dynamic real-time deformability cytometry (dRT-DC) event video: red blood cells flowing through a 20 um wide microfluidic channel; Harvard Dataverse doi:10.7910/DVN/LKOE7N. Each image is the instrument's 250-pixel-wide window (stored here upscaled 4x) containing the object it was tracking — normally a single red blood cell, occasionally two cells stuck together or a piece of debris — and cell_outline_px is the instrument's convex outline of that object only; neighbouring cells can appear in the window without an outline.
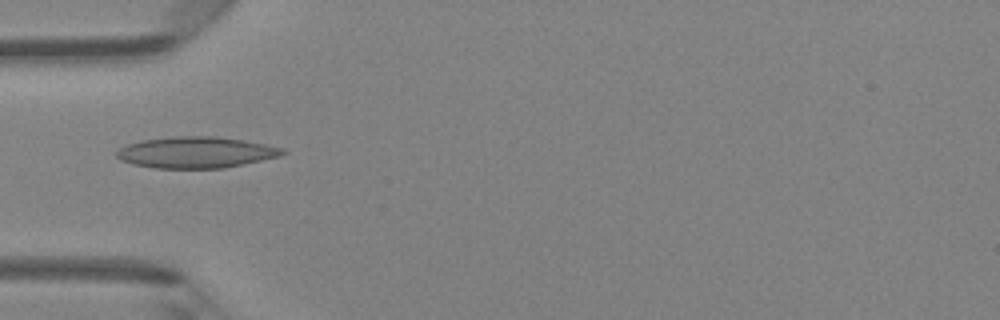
{"species": "Egyptian fruit bat (a non-hibernating species)", "species_latin": "Rousettus aegyptiacus", "temperature_condition": "room temperature", "stored_images_in_passage": 4, "camera_frame_rate_fps": 3000, "um_per_image_px": 0.085, "animal": {"sex": "female"}, "frame": {"image": 1, "passage_image": 2, "time_ms": 0.333, "image_size_px": [1000, 320], "cell_outline_px": [[288, 152], [280, 156], [224, 168], [152, 168], [132, 164], [120, 160], [116, 156], [116, 152], [120, 148], [128, 144], [144, 140], [172, 136], [216, 136], [264, 144], [284, 148]], "centroid_in_image_um": [16.65, 12.95], "position_along_channel_um": 68.4, "area_um2": 30.11}}
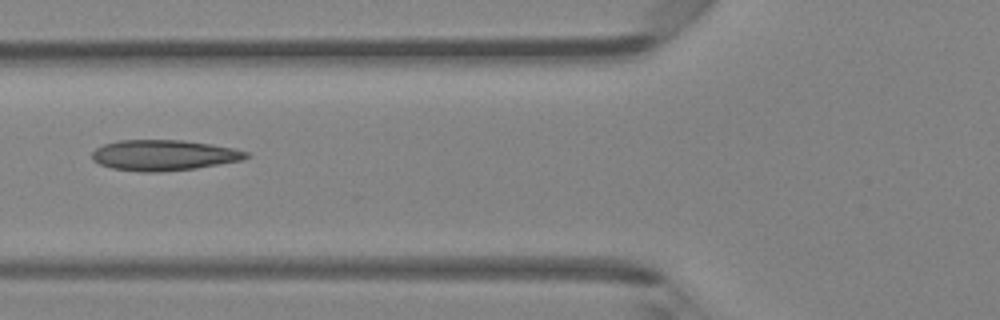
{"frame": {"image": 2, "passage_image": 3, "time_ms": 0.667, "image_size_px": [1000, 320], "cell_outline_px": [[252, 156], [240, 160], [196, 168], [160, 172], [140, 172], [112, 168], [100, 164], [92, 160], [92, 152], [96, 148], [104, 144], [120, 140], [184, 140], [232, 148], [248, 152]], "centroid_in_image_um": [13.9, 13.19], "position_along_channel_um": 111.9, "area_um2": 27.4}}
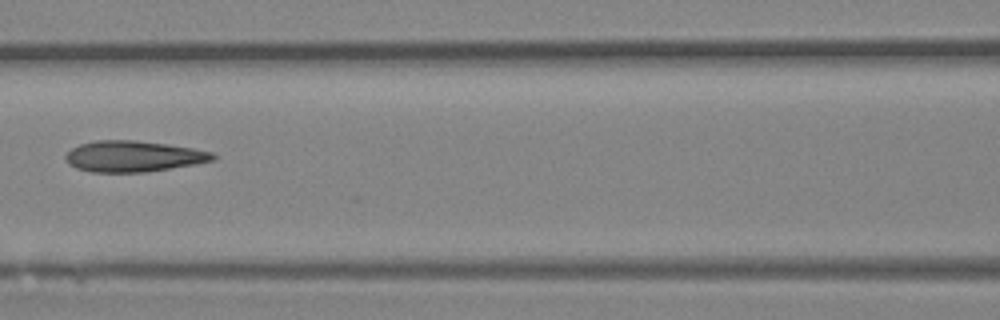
{"frame": {"image": 3, "passage_image": 4, "time_ms": 1.0, "image_size_px": [1000, 320], "cell_outline_px": [[216, 160], [196, 164], [144, 172], [92, 172], [76, 168], [68, 164], [64, 156], [72, 148], [80, 144], [96, 140], [136, 140], [192, 148], [212, 152], [216, 156]], "centroid_in_image_um": [11.32, 13.29], "position_along_channel_um": 155.3, "area_um2": 26.53}}